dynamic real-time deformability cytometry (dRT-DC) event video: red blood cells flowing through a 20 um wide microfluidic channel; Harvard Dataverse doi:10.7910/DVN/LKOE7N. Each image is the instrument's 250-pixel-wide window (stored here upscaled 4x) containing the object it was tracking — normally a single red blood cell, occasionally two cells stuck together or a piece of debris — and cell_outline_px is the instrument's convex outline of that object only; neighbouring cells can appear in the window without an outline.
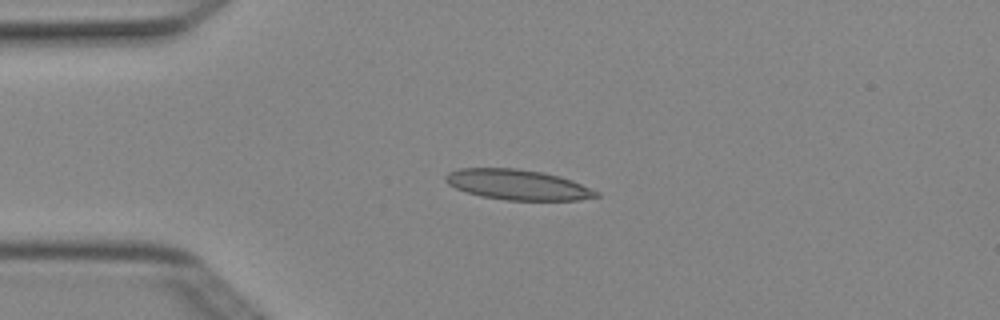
{"species": "Egyptian fruit bat (a non-hibernating species)", "species_latin": "Rousettus aegyptiacus", "temperature_condition": "cold", "stored_images_in_passage": 3, "camera_frame_rate_fps": 3000, "um_per_image_px": 0.085, "animal": {"sex": "female"}, "frame": {"image": 1, "passage_image": 2, "time_ms": 0.333, "image_size_px": [1000, 320], "cell_outline_px": [[600, 196], [576, 200], [504, 200], [480, 196], [456, 188], [448, 184], [444, 180], [444, 176], [448, 172], [460, 168], [516, 168], [544, 172], [560, 176], [572, 180], [600, 192]], "centroid_in_image_um": [44.0, 15.69], "position_along_channel_um": 41.0, "area_um2": 26.7}}